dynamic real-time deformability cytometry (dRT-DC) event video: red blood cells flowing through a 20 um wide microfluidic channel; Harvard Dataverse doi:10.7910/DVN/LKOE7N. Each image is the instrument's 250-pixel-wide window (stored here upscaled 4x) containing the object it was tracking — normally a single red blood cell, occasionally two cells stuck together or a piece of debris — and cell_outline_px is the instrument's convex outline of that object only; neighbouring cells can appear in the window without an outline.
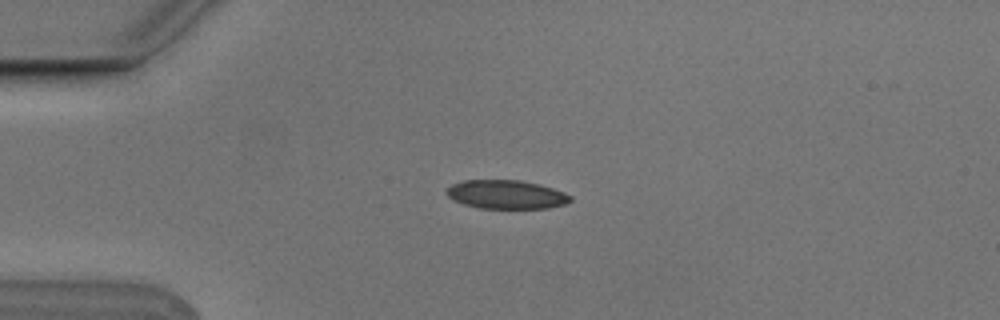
{"species": "Egyptian fruit bat (a non-hibernating species)", "species_latin": "Rousettus aegyptiacus", "temperature_condition": "cold", "stored_images_in_passage": 4, "camera_frame_rate_fps": 3000, "um_per_image_px": 0.085, "animal": {"sex": "male"}, "frame": {"image": 1, "passage_image": 2, "time_ms": 0.333, "image_size_px": [1000, 320], "cell_outline_px": [[572, 200], [564, 204], [548, 208], [480, 208], [464, 204], [452, 200], [448, 196], [448, 188], [452, 184], [464, 180], [520, 180], [540, 184], [564, 192], [572, 196]], "centroid_in_image_um": [43.05, 16.53], "position_along_channel_um": 41.9, "area_um2": 20.63}}